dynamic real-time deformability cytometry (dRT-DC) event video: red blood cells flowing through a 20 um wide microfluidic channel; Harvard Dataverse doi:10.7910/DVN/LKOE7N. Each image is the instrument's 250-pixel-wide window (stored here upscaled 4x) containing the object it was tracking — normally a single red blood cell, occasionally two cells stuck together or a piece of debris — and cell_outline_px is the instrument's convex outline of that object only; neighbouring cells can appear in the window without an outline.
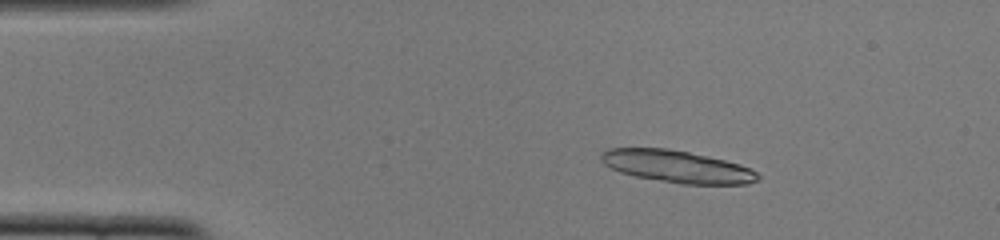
{"species": "common noctule bat (a hibernating species)", "species_latin": "Nyctalus noctula", "temperature_condition": "cold", "stored_images_in_passage": 50, "camera_frame_rate_fps": 3000, "um_per_image_px": 0.085, "animal": {"sex": "female", "body_mass_g": 22.0, "forearm_length_mm": 56.7}, "frame": {"image": 1, "passage_image": 8, "time_ms": 2.333, "image_size_px": [1000, 240], "cell_outline_px": [[760, 180], [748, 184], [680, 184], [636, 176], [620, 172], [604, 164], [600, 160], [600, 152], [608, 148], [668, 148], [688, 152], [724, 160], [740, 164], [756, 172], [760, 176]], "centroid_in_image_um": [57.53, 14.15], "position_along_channel_um": 27.5, "area_um2": 29.36}, "authors_computed_cell_mechanics": {"area_um2": 17.1377, "velocity_mm_per_s": 3.9022, "shape_relaxation_time_tau1_ms": 8.252, "shape_relaxation_time_tau2_ms": 5.758, "deformation_change_tau1": 0.2101, "deformation_change_tau2": 0.1126}}